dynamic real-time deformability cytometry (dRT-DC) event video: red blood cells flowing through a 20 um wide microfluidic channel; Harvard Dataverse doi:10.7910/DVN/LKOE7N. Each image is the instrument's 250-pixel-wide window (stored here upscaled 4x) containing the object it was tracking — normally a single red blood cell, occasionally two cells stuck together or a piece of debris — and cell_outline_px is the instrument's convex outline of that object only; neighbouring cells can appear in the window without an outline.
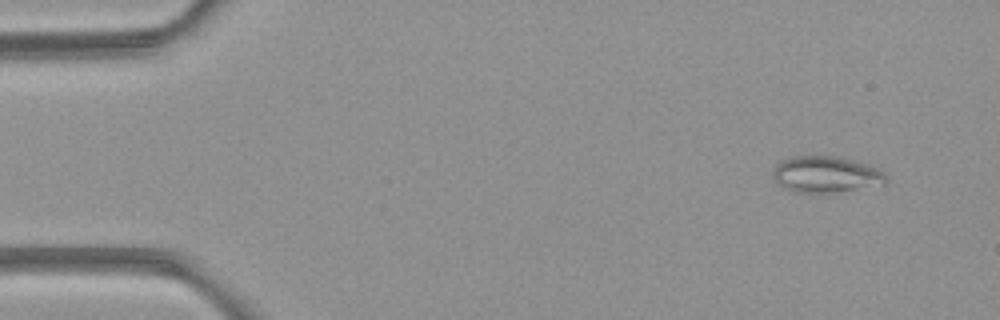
{"species": "common noctule bat (a hibernating species)", "species_latin": "Nyctalus noctula", "temperature_condition": "room temperature", "stored_images_in_passage": 5, "camera_frame_rate_fps": 3000, "um_per_image_px": 0.085, "animal": {"sex": "female", "body_mass_g": 21.9}, "frame": {"image": 1, "passage_image": 1, "time_ms": 0.0, "image_size_px": [1000, 320], "cell_outline_px": [[888, 180], [884, 184], [836, 192], [792, 192], [776, 184], [772, 176], [772, 172], [776, 164], [780, 160], [792, 156], [836, 156], [868, 164], [884, 172], [888, 176]], "centroid_in_image_um": [70.16, 14.82], "position_along_channel_um": 14.8, "area_um2": 24.16}}